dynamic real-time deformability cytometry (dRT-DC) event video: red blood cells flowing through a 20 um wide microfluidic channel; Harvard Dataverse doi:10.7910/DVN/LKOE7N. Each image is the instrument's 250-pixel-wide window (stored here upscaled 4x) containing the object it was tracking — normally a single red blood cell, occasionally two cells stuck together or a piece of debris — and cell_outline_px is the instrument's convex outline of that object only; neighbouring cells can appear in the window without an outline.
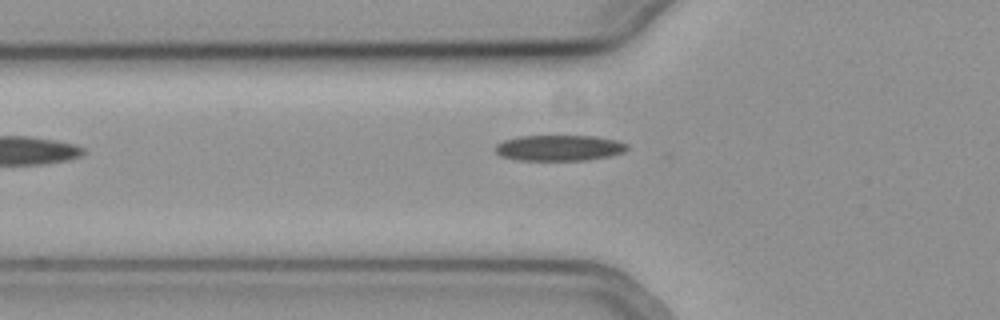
{"species": "common noctule bat (a hibernating species)", "species_latin": "Nyctalus noctula", "temperature_condition": "cold", "stored_images_in_passage": 36, "camera_frame_rate_fps": 3000, "um_per_image_px": 0.085, "animal": {"sex": "female", "body_mass_g": 19.3, "forearm_length_mm": 54.1}, "frame": {"image": 1, "passage_image": 3, "time_ms": 0.667, "image_size_px": [1000, 320], "cell_outline_px": [[628, 148], [624, 152], [608, 156], [584, 160], [516, 160], [500, 156], [496, 152], [496, 144], [504, 140], [520, 136], [596, 136], [616, 140], [628, 144]], "centroid_in_image_um": [47.53, 12.57], "position_along_channel_um": 78.3, "area_um2": 19.77}}
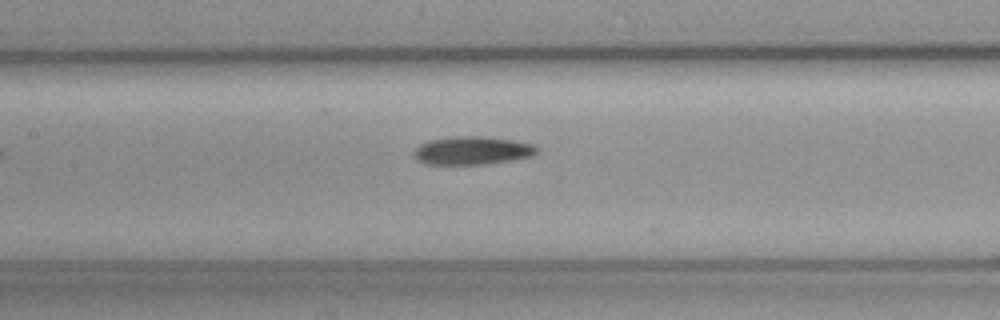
{"frame": {"image": 2, "passage_image": 10, "time_ms": 3.0, "image_size_px": [1000, 320], "cell_outline_px": [[536, 152], [532, 156], [512, 160], [480, 164], [428, 164], [416, 160], [416, 148], [420, 144], [428, 140], [452, 136], [484, 136], [512, 140], [532, 144], [536, 148]], "centroid_in_image_um": [40.12, 12.78], "position_along_channel_um": 167.3, "area_um2": 19.94}}
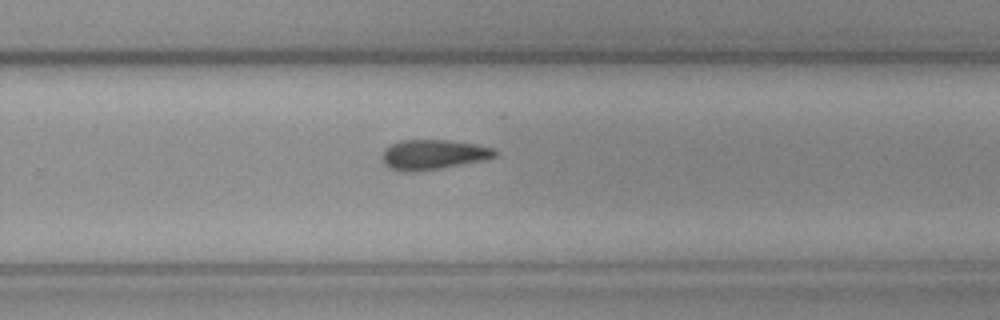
{"frame": {"image": 3, "passage_image": 20, "time_ms": 6.333, "image_size_px": [1000, 320], "cell_outline_px": [[496, 156], [484, 160], [440, 168], [416, 172], [396, 172], [388, 168], [384, 164], [380, 156], [384, 148], [400, 140], [448, 140], [476, 144], [496, 148]], "centroid_in_image_um": [36.76, 13.15], "position_along_channel_um": 293.0, "area_um2": 20.0}}